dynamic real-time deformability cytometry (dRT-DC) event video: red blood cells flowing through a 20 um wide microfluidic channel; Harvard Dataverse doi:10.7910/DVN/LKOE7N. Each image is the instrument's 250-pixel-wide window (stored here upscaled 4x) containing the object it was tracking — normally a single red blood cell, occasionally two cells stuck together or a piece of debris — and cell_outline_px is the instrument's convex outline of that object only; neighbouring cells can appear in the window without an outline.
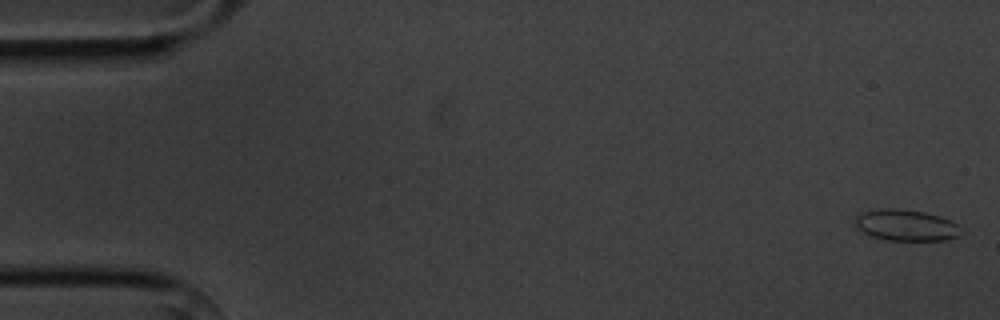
{"species": "common noctule bat (a hibernating species)", "species_latin": "Nyctalus noctula", "temperature_condition": "cold", "stored_images_in_passage": 7, "camera_frame_rate_fps": 3000, "um_per_image_px": 0.085, "animal": {"sex": "male", "body_mass_g": 20.1, "forearm_length_mm": 53.5}, "frame": {"image": 1, "passage_image": 1, "time_ms": 0.0, "image_size_px": [1000, 320], "cell_outline_px": [[964, 232], [960, 236], [944, 240], [888, 240], [872, 236], [856, 228], [856, 212], [880, 208], [896, 208], [924, 212], [940, 216], [956, 224]], "centroid_in_image_um": [76.99, 19.13], "position_along_channel_um": 8.0, "area_um2": 19.42}}
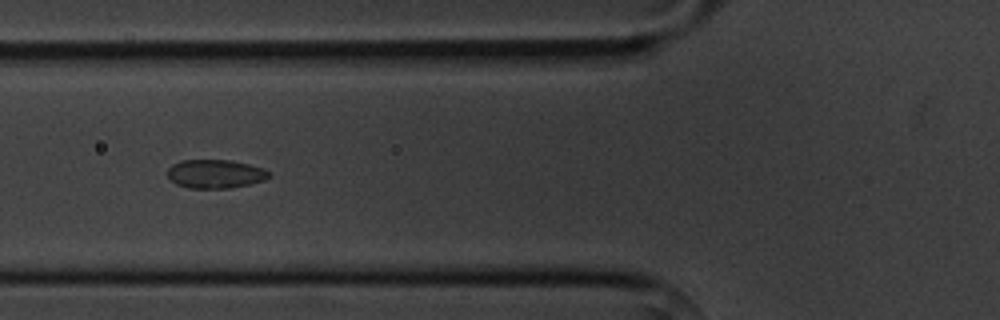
{"frame": {"image": 2, "passage_image": 6, "time_ms": 6.333, "image_size_px": [1000, 320], "cell_outline_px": [[272, 176], [264, 180], [232, 188], [188, 188], [176, 184], [168, 176], [168, 168], [172, 164], [180, 160], [232, 160], [264, 168]], "centroid_in_image_um": [18.3, 14.77], "position_along_channel_um": 107.5, "area_um2": 16.99}}
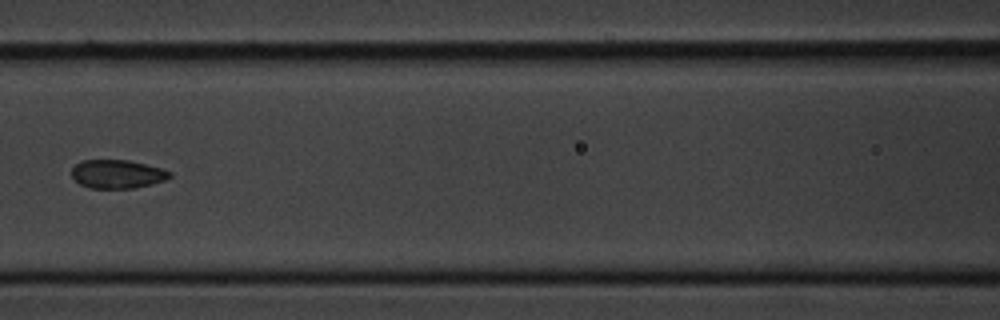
{"frame": {"image": 3, "passage_image": 7, "time_ms": 7.667, "image_size_px": [1000, 320], "cell_outline_px": [[172, 176], [168, 180], [152, 184], [132, 188], [88, 188], [80, 184], [72, 176], [72, 168], [76, 164], [84, 160], [128, 160], [160, 168], [172, 172]], "centroid_in_image_um": [10.0, 14.8], "position_along_channel_um": 156.6, "area_um2": 16.3}}